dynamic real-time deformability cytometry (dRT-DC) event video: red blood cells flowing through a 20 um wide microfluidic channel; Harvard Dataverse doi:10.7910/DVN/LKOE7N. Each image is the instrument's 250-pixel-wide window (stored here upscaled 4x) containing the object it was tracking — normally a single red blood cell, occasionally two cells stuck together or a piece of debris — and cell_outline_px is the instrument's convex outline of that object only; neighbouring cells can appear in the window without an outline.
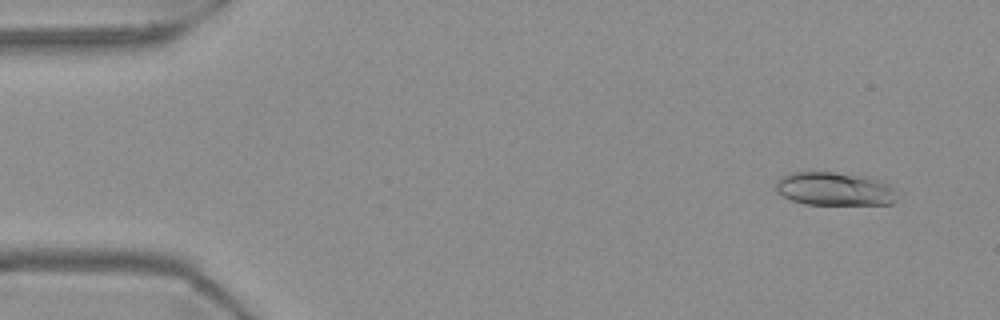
{"species": "Egyptian fruit bat (a non-hibernating species)", "species_latin": "Rousettus aegyptiacus", "temperature_condition": "warm", "stored_images_in_passage": 12, "camera_frame_rate_fps": 3000, "um_per_image_px": 0.085, "frame": {"image": 1, "passage_image": 4, "time_ms": 1.0, "image_size_px": [1000, 320], "cell_outline_px": [[896, 200], [892, 204], [804, 204], [792, 200], [776, 192], [776, 180], [780, 176], [788, 172], [832, 172], [872, 176], [892, 184]], "centroid_in_image_um": [70.94, 16.03], "position_along_channel_um": 14.1, "area_um2": 23.99}}